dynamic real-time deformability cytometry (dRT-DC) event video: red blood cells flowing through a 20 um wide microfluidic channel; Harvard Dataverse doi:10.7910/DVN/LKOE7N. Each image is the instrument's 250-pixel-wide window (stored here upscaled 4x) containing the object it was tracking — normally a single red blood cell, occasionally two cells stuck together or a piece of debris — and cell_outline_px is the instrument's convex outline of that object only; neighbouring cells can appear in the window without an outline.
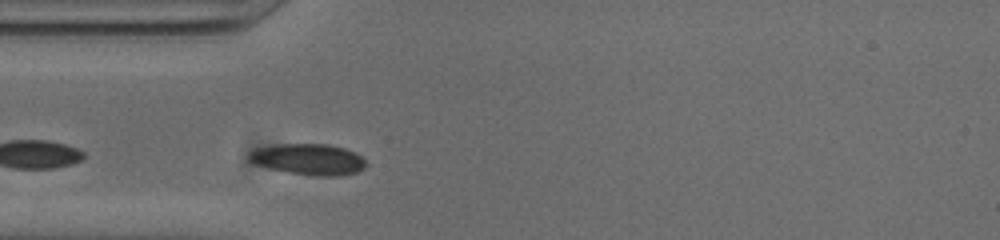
{"species": "common noctule bat (a hibernating species)", "species_latin": "Nyctalus noctula", "temperature_condition": "cold", "stored_images_in_passage": 45, "camera_frame_rate_fps": 3000, "um_per_image_px": 0.085, "animal": {"sex": "male", "body_mass_g": 20.0, "forearm_length_mm": 53.3}, "frame": {"image": 1, "passage_image": 7, "time_ms": 2.0, "image_size_px": [1000, 240], "cell_outline_px": [[368, 164], [364, 168], [356, 172], [340, 176], [316, 176], [288, 172], [268, 168], [256, 164], [248, 160], [248, 152], [260, 148], [280, 144], [328, 144], [344, 148], [360, 156]], "centroid_in_image_um": [26.23, 13.55], "position_along_channel_um": 58.8, "area_um2": 21.04}}
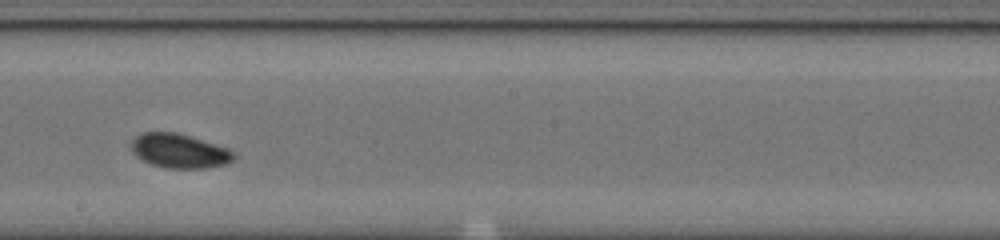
{"frame": {"image": 2, "passage_image": 21, "time_ms": 6.667, "image_size_px": [1000, 240], "cell_outline_px": [[236, 160], [224, 164], [208, 168], [164, 168], [152, 164], [136, 156], [132, 152], [132, 140], [140, 132], [176, 132], [228, 148], [236, 152]], "centroid_in_image_um": [15.28, 12.83], "position_along_channel_um": 232.9, "area_um2": 20.52}}
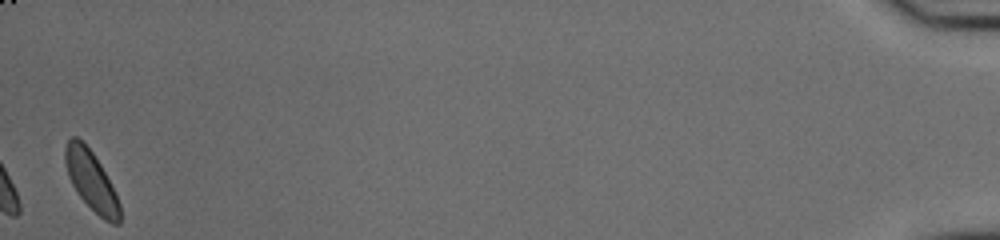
{"frame": {"image": 3, "passage_image": 45, "time_ms": 14.667, "image_size_px": [1000, 240], "cell_outline_px": [[120, 224], [112, 224], [104, 220], [80, 196], [72, 184], [68, 176], [64, 160], [64, 148], [68, 140], [72, 136], [76, 136], [92, 152], [100, 164], [120, 204]], "centroid_in_image_um": [7.73, 15.35], "position_along_channel_um": 427.5, "area_um2": 18.44}, "authors_computed_cell_mechanics": {"area_um2": 19.9988, "velocity_mm_per_s": 3.7467, "shape_relaxation_time_tau1_ms": 2.7703, "shape_relaxation_time_tau2_ms": 10.9727, "deformation_change_tau1": 0.0793, "deformation_change_tau2": 0.123}}